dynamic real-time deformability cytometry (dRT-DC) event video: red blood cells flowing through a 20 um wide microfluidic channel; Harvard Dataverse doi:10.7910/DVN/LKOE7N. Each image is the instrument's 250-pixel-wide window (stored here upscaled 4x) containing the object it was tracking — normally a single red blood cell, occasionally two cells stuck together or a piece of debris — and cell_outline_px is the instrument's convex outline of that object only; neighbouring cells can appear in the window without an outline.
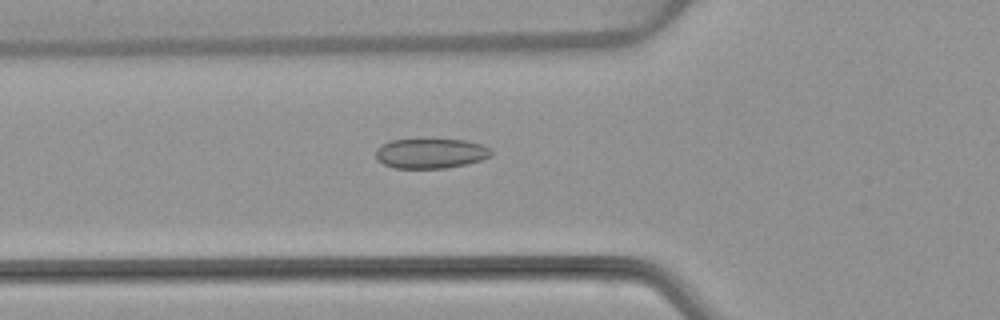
{"species": "common noctule bat (a hibernating species)", "species_latin": "Nyctalus noctula", "temperature_condition": "warm", "stored_images_in_passage": 53, "camera_frame_rate_fps": 3000, "um_per_image_px": 0.085, "animal": {"sex": "female", "body_mass_g": 22.7, "forearm_length_mm": 54.2}, "frame": {"image": 1, "passage_image": 19, "time_ms": 6.0, "image_size_px": [1000, 320], "cell_outline_px": [[492, 156], [480, 160], [464, 164], [444, 168], [392, 168], [376, 160], [376, 148], [380, 144], [392, 140], [464, 140], [480, 144], [492, 148]], "centroid_in_image_um": [36.58, 13.04], "position_along_channel_um": 89.2, "area_um2": 20.06}}
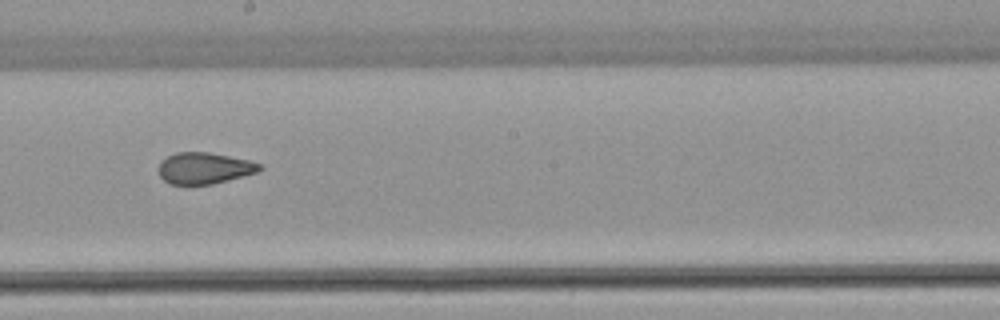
{"frame": {"image": 2, "passage_image": 30, "time_ms": 9.667, "image_size_px": [1000, 320], "cell_outline_px": [[264, 168], [256, 172], [228, 180], [212, 184], [168, 184], [160, 176], [160, 160], [176, 152], [208, 152], [248, 160], [264, 164]], "centroid_in_image_um": [17.38, 14.29], "position_along_channel_um": 230.8, "area_um2": 18.38}}
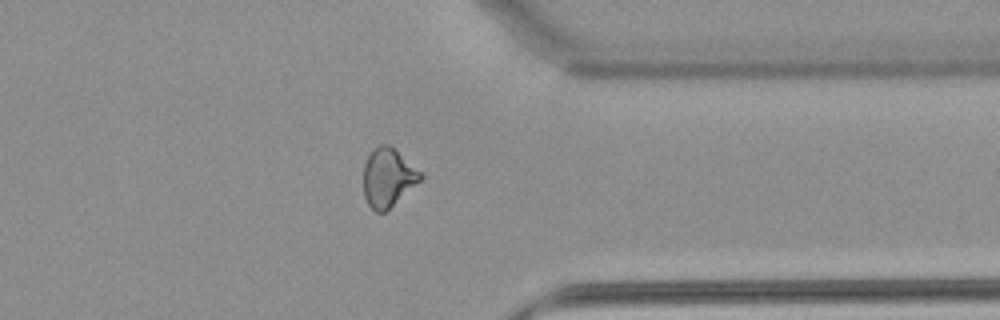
{"frame": {"image": 3, "passage_image": 42, "time_ms": 13.667, "image_size_px": [1000, 320], "cell_outline_px": [[424, 176], [420, 180], [384, 212], [376, 212], [368, 204], [364, 196], [364, 164], [368, 156], [380, 144], [388, 144], [420, 172]], "centroid_in_image_um": [32.94, 15.1], "position_along_channel_um": 378.5, "area_um2": 18.67}, "authors_computed_cell_mechanics": {"area_um2": 20.4034, "velocity_mm_per_s": 3.8568, "shape_relaxation_time_tau1_ms": null, "shape_relaxation_time_tau2_ms": 1.4767, "deformation_change_tau1": null, "deformation_change_tau2": 0.0711}}